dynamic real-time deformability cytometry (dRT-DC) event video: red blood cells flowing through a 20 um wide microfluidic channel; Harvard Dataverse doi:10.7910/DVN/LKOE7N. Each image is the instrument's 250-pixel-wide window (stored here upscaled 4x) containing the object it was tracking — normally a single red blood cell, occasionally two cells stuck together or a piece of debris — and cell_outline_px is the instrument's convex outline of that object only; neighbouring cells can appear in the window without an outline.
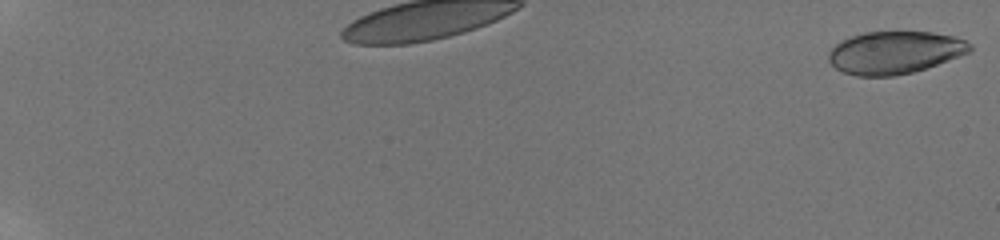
{"species": "human", "species_latin": "Homo sapiens", "temperature_condition": "room temperature", "stored_images_in_passage": 34, "camera_frame_rate_fps": 3000, "um_per_image_px": 0.085, "donor": {"sex": "male"}, "frame": {"image": 1, "passage_image": 1, "time_ms": 0.0, "image_size_px": [1000, 240], "cell_outline_px": [[972, 48], [968, 52], [936, 64], [912, 72], [896, 76], [856, 76], [844, 72], [836, 68], [828, 60], [828, 52], [840, 40], [864, 32], [932, 32], [952, 36], [964, 40], [972, 44]], "centroid_in_image_um": [76.0, 4.46], "position_along_channel_um": 9.0, "area_um2": 34.74}}
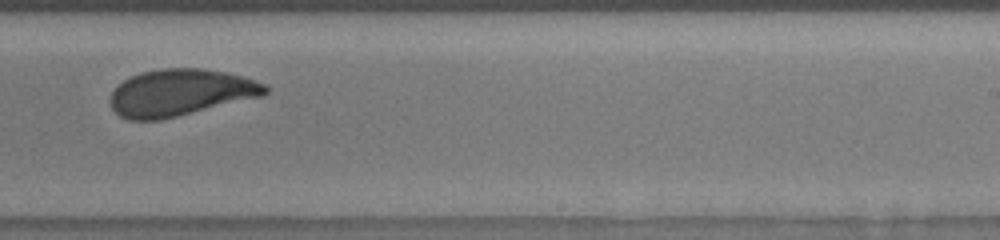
{"frame": {"image": 2, "passage_image": 23, "time_ms": 7.333, "image_size_px": [1000, 240], "cell_outline_px": [[268, 92], [260, 96], [160, 120], [128, 120], [120, 116], [112, 108], [108, 100], [112, 92], [124, 80], [140, 72], [160, 68], [200, 68], [228, 72], [268, 84]], "centroid_in_image_um": [15.31, 7.86], "position_along_channel_um": 273.7, "area_um2": 42.02}}
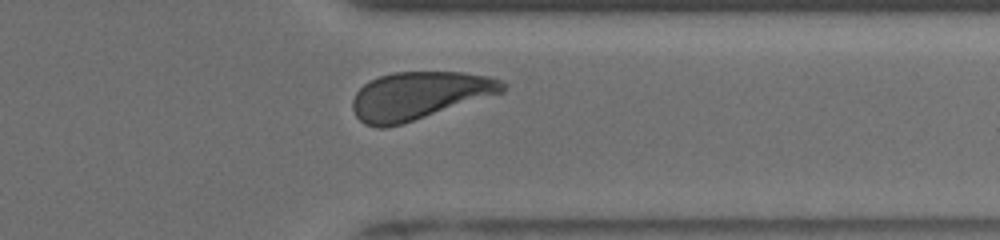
{"frame": {"image": 3, "passage_image": 31, "time_ms": 10.0, "image_size_px": [1000, 240], "cell_outline_px": [[508, 88], [504, 92], [400, 124], [384, 128], [376, 128], [364, 124], [356, 116], [352, 108], [352, 100], [356, 92], [364, 84], [380, 76], [396, 72], [464, 72], [488, 76], [500, 80], [508, 84]], "centroid_in_image_um": [35.63, 8.12], "position_along_channel_um": 375.8, "area_um2": 41.44}, "authors_computed_cell_mechanics": {"area_um2": 42.483, "velocity_mm_per_s": 3.8029, "shape_relaxation_time_tau1_ms": 3.3321, "shape_relaxation_time_tau2_ms": 0.8229, "deformation_change_tau1": 0.1157, "deformation_change_tau2": 0.0505}}